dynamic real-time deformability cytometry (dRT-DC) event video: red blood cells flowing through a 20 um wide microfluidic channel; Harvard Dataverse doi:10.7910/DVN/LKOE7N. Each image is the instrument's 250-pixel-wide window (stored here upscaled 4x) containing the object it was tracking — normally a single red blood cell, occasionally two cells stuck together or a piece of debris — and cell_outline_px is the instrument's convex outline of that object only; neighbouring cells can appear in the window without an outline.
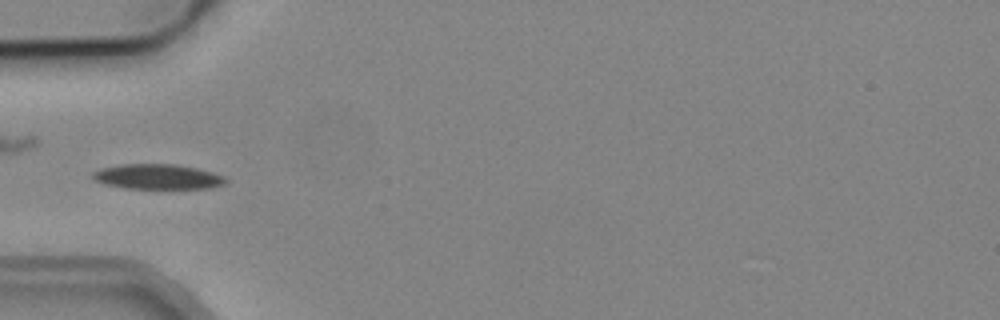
{"species": "common noctule bat (a hibernating species)", "species_latin": "Nyctalus noctula", "temperature_condition": "cold", "stored_images_in_passage": 8, "camera_frame_rate_fps": 3000, "um_per_image_px": 0.085, "animal": {"sex": "male", "body_mass_g": 19.2, "forearm_length_mm": 51.8}, "frame": {"image": 1, "passage_image": 5, "time_ms": 5.667, "image_size_px": [1000, 320], "cell_outline_px": [[228, 180], [224, 184], [208, 188], [124, 188], [104, 184], [92, 180], [92, 172], [100, 168], [120, 164], [176, 164], [196, 168], [212, 172], [224, 176]], "centroid_in_image_um": [13.35, 15.01], "position_along_channel_um": 71.7, "area_um2": 19.48}}
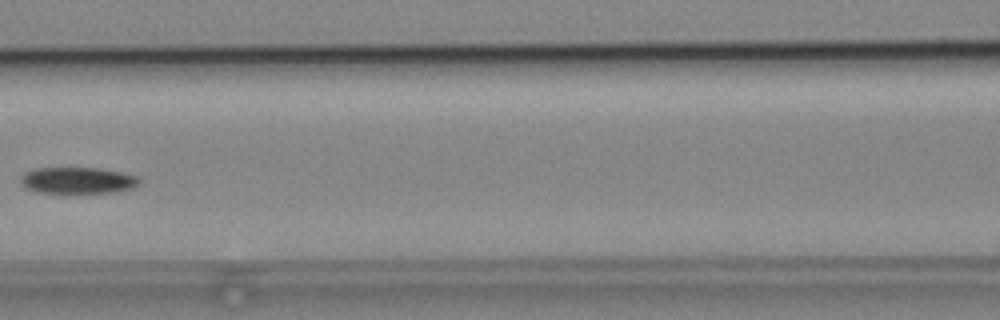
{"frame": {"image": 2, "passage_image": 7, "time_ms": 8.0, "image_size_px": [1000, 320], "cell_outline_px": [[140, 184], [132, 188], [116, 192], [64, 196], [36, 192], [24, 188], [20, 184], [20, 176], [24, 172], [36, 168], [96, 168], [120, 172], [140, 176]], "centroid_in_image_um": [6.55, 15.39], "position_along_channel_um": 160.0, "area_um2": 19.48}}
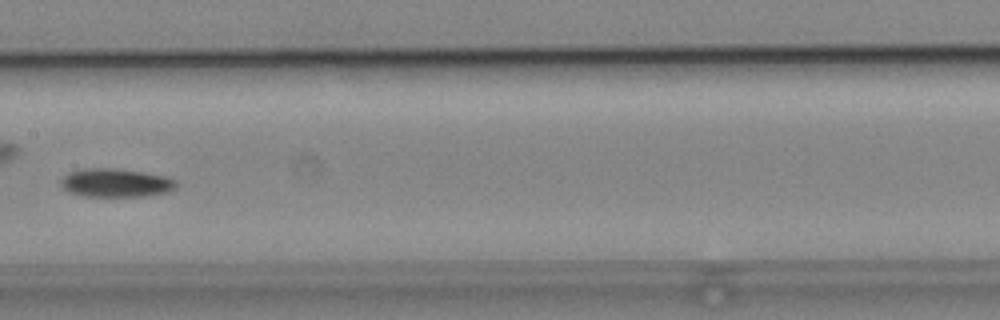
{"frame": {"image": 3, "passage_image": 8, "time_ms": 9.0, "image_size_px": [1000, 320], "cell_outline_px": [[176, 188], [168, 192], [144, 196], [84, 196], [68, 192], [60, 184], [60, 180], [68, 172], [84, 168], [112, 168], [140, 172], [164, 176], [176, 180]], "centroid_in_image_um": [9.81, 15.54], "position_along_channel_um": 197.6, "area_um2": 19.07}}